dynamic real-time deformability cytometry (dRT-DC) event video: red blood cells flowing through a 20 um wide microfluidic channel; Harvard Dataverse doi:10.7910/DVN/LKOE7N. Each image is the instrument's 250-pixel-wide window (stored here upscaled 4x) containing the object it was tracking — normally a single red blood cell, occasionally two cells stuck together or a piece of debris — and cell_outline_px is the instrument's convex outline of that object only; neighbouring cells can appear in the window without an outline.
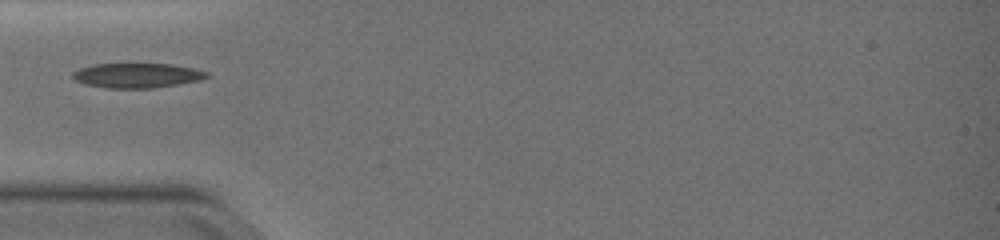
{"species": "common noctule bat (a hibernating species)", "species_latin": "Nyctalus noctula", "temperature_condition": "warm", "stored_images_in_passage": 30, "camera_frame_rate_fps": 3000, "um_per_image_px": 0.085, "animal": {"sex": "female", "body_mass_g": 19.0, "forearm_length_mm": 51.5}, "frame": {"image": 1, "passage_image": 1, "time_ms": 0.0, "image_size_px": [1000, 240], "cell_outline_px": [[208, 76], [200, 80], [152, 88], [104, 88], [84, 84], [76, 80], [72, 76], [72, 72], [80, 68], [92, 64], [172, 64], [192, 68], [208, 72]], "centroid_in_image_um": [11.6, 6.41], "position_along_channel_um": 73.4, "area_um2": 19.19}}
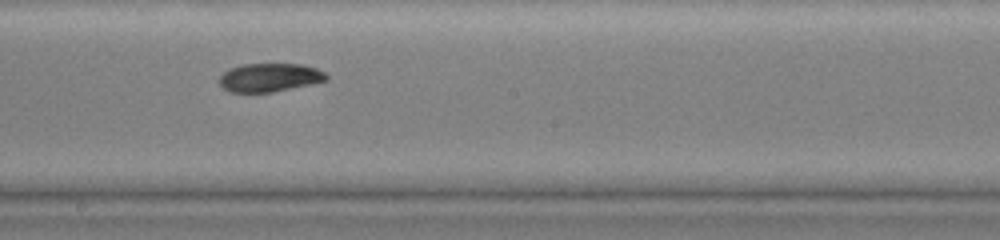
{"frame": {"image": 2, "passage_image": 13, "time_ms": 4.0, "image_size_px": [1000, 240], "cell_outline_px": [[328, 80], [312, 84], [272, 92], [228, 92], [220, 84], [220, 76], [224, 72], [232, 68], [244, 64], [300, 64], [316, 68], [324, 72], [328, 76]], "centroid_in_image_um": [22.94, 6.59], "position_along_channel_um": 225.3, "area_um2": 17.63}}
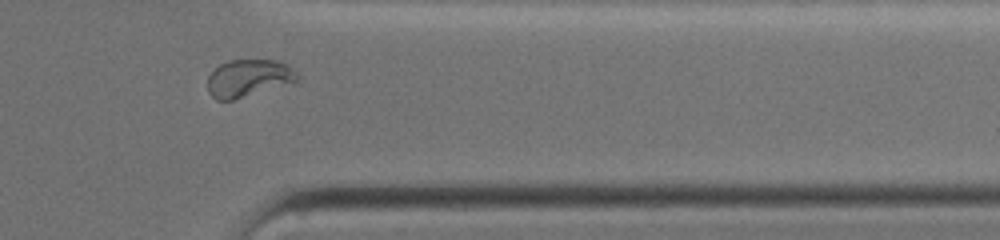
{"frame": {"image": 3, "passage_image": 26, "time_ms": 8.333, "image_size_px": [1000, 240], "cell_outline_px": [[300, 80], [232, 100], [216, 100], [208, 92], [208, 76], [220, 64], [228, 60], [276, 60], [292, 68], [300, 76]], "centroid_in_image_um": [21.11, 6.64], "position_along_channel_um": 390.3, "area_um2": 19.31}}